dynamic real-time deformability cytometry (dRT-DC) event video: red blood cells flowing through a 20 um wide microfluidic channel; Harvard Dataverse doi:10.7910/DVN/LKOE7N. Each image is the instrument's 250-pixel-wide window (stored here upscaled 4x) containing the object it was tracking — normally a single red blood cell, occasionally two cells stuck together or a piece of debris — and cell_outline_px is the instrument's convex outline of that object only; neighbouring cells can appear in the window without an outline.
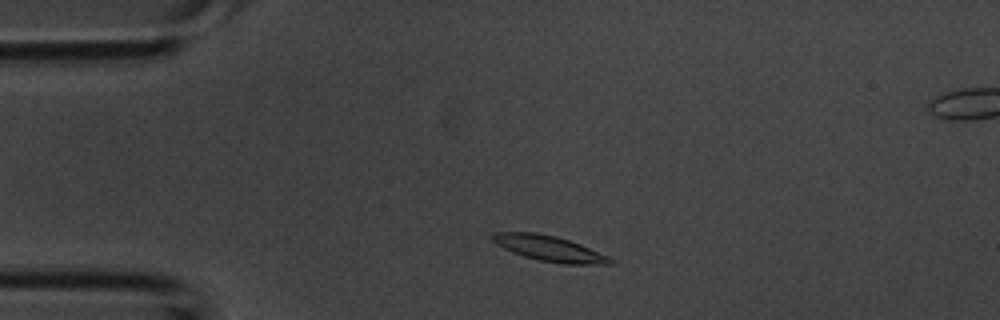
{"species": "common noctule bat (a hibernating species)", "species_latin": "Nyctalus noctula", "temperature_condition": "room temperature", "stored_images_in_passage": 39, "segment_of_instrument_passage": [1, 2], "camera_frame_rate_fps": 3000, "um_per_image_px": 0.085, "animal": {"sex": "male", "body_mass_g": 20.1, "forearm_length_mm": 53.5}, "frame": {"image": 1, "passage_image": 4, "time_ms": 1.0, "image_size_px": [1000, 320], "cell_outline_px": [[616, 264], [564, 264], [540, 260], [524, 256], [512, 252], [496, 244], [492, 240], [492, 236], [496, 232], [536, 232], [556, 236], [580, 244], [608, 256], [616, 260]], "centroid_in_image_um": [46.73, 21.12], "position_along_channel_um": 38.3, "area_um2": 17.4}}
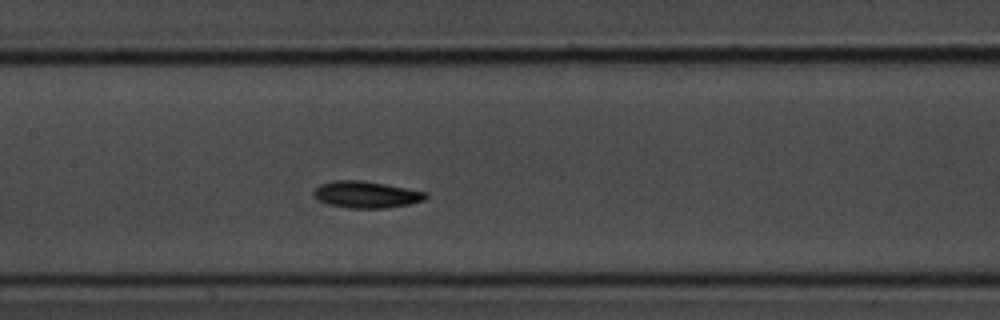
{"frame": {"image": 2, "passage_image": 15, "time_ms": 4.667, "image_size_px": [1000, 320], "cell_outline_px": [[428, 196], [424, 200], [412, 204], [384, 208], [348, 208], [328, 204], [316, 200], [312, 196], [312, 192], [320, 184], [332, 180], [360, 180], [384, 184], [428, 192]], "centroid_in_image_um": [31.1, 16.54], "position_along_channel_um": 176.3, "area_um2": 17.63}}
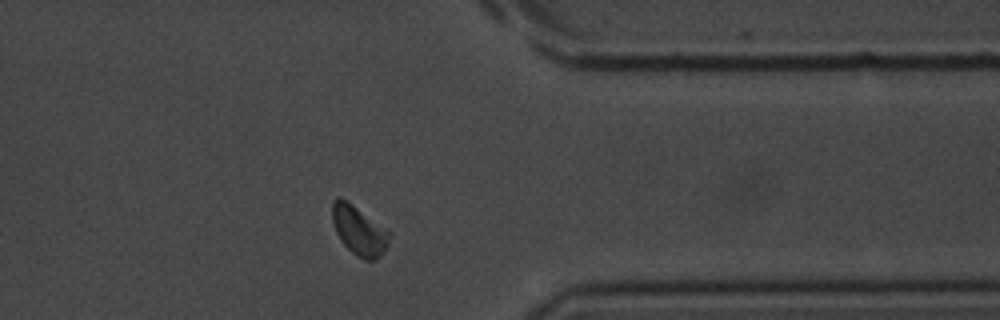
{"frame": {"image": 3, "passage_image": 29, "time_ms": 9.333, "image_size_px": [1000, 320], "cell_outline_px": [[392, 236], [384, 252], [376, 260], [364, 260], [356, 256], [340, 240], [336, 232], [332, 220], [332, 200], [336, 196], [340, 196], [392, 232]], "centroid_in_image_um": [30.53, 19.59], "position_along_channel_um": 380.9, "area_um2": 16.59}}